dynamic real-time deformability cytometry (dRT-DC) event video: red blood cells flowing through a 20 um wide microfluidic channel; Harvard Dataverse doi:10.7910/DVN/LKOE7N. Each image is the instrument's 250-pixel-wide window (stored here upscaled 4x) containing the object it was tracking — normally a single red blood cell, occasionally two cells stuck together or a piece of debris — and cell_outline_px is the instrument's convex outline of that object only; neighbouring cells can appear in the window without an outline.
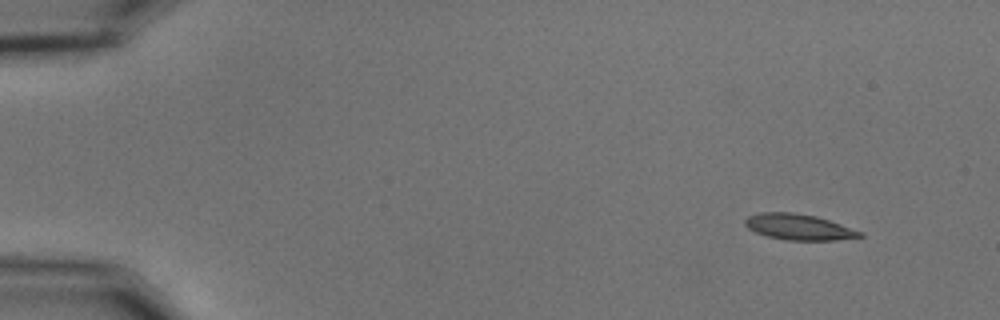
{"species": "common noctule bat (a hibernating species)", "species_latin": "Nyctalus noctula", "temperature_condition": "cold", "stored_images_in_passage": 51, "camera_frame_rate_fps": 3000, "um_per_image_px": 0.085, "animal": {"sex": "male", "body_mass_g": 15.6}, "frame": {"image": 1, "passage_image": 1, "time_ms": 0.0, "image_size_px": [1000, 320], "cell_outline_px": [[864, 236], [836, 240], [788, 240], [768, 236], [756, 232], [748, 228], [744, 224], [744, 220], [748, 216], [760, 212], [792, 212], [816, 216], [864, 232]], "centroid_in_image_um": [67.89, 19.29], "position_along_channel_um": 17.1, "area_um2": 17.22}}
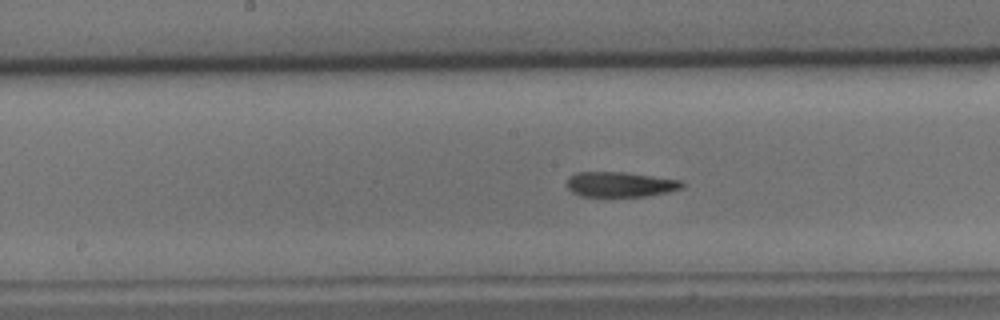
{"frame": {"image": 2, "passage_image": 25, "time_ms": 8.0, "image_size_px": [1000, 320], "cell_outline_px": [[684, 188], [668, 192], [644, 196], [580, 196], [572, 192], [568, 188], [568, 176], [576, 172], [624, 172], [680, 180], [684, 184]], "centroid_in_image_um": [52.71, 15.67], "position_along_channel_um": 195.5, "area_um2": 16.76}}
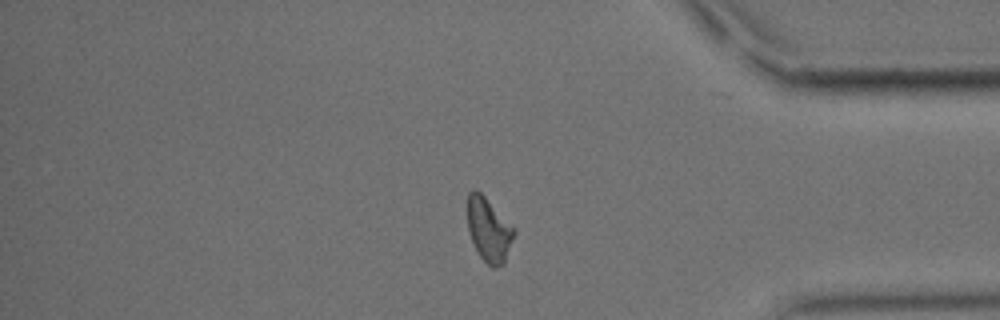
{"frame": {"image": 3, "passage_image": 43, "time_ms": 14.0, "image_size_px": [1000, 320], "cell_outline_px": [[516, 232], [504, 264], [496, 268], [492, 268], [480, 256], [468, 232], [468, 192], [472, 188], [476, 188], [516, 228]], "centroid_in_image_um": [41.57, 19.52], "position_along_channel_um": 393.6, "area_um2": 17.46}, "authors_computed_cell_mechanics": {"area_um2": 17.4556, "velocity_mm_per_s": 3.6435, "shape_relaxation_time_tau1_ms": 6.426, "shape_relaxation_time_tau2_ms": 4.0472, "deformation_change_tau1": 0.1918, "deformation_change_tau2": 0.1133}}